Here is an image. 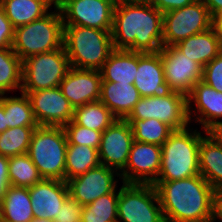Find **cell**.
<instances>
[{
    "mask_svg": "<svg viewBox=\"0 0 222 222\" xmlns=\"http://www.w3.org/2000/svg\"><path fill=\"white\" fill-rule=\"evenodd\" d=\"M161 157V146L134 140L127 164L120 173L122 183L153 184L161 169Z\"/></svg>",
    "mask_w": 222,
    "mask_h": 222,
    "instance_id": "13",
    "label": "cell"
},
{
    "mask_svg": "<svg viewBox=\"0 0 222 222\" xmlns=\"http://www.w3.org/2000/svg\"><path fill=\"white\" fill-rule=\"evenodd\" d=\"M2 222H31L34 214L29 188L10 185L1 199Z\"/></svg>",
    "mask_w": 222,
    "mask_h": 222,
    "instance_id": "26",
    "label": "cell"
},
{
    "mask_svg": "<svg viewBox=\"0 0 222 222\" xmlns=\"http://www.w3.org/2000/svg\"><path fill=\"white\" fill-rule=\"evenodd\" d=\"M217 137L218 139L222 142V123L218 125V127H216V129L214 131H212Z\"/></svg>",
    "mask_w": 222,
    "mask_h": 222,
    "instance_id": "46",
    "label": "cell"
},
{
    "mask_svg": "<svg viewBox=\"0 0 222 222\" xmlns=\"http://www.w3.org/2000/svg\"><path fill=\"white\" fill-rule=\"evenodd\" d=\"M188 100V118L191 121V102L194 100L197 112L200 114L195 118L203 127L204 132H212L218 127L222 121V92H219L203 81L197 82L190 94L187 96ZM217 120V121H216Z\"/></svg>",
    "mask_w": 222,
    "mask_h": 222,
    "instance_id": "20",
    "label": "cell"
},
{
    "mask_svg": "<svg viewBox=\"0 0 222 222\" xmlns=\"http://www.w3.org/2000/svg\"><path fill=\"white\" fill-rule=\"evenodd\" d=\"M64 46L22 60V92L55 88L70 69Z\"/></svg>",
    "mask_w": 222,
    "mask_h": 222,
    "instance_id": "7",
    "label": "cell"
},
{
    "mask_svg": "<svg viewBox=\"0 0 222 222\" xmlns=\"http://www.w3.org/2000/svg\"><path fill=\"white\" fill-rule=\"evenodd\" d=\"M29 195L34 219L54 220L69 197L66 181L42 179L29 187Z\"/></svg>",
    "mask_w": 222,
    "mask_h": 222,
    "instance_id": "18",
    "label": "cell"
},
{
    "mask_svg": "<svg viewBox=\"0 0 222 222\" xmlns=\"http://www.w3.org/2000/svg\"><path fill=\"white\" fill-rule=\"evenodd\" d=\"M133 142L130 123L126 119H116L102 132L98 150L100 164L121 172L127 164Z\"/></svg>",
    "mask_w": 222,
    "mask_h": 222,
    "instance_id": "16",
    "label": "cell"
},
{
    "mask_svg": "<svg viewBox=\"0 0 222 222\" xmlns=\"http://www.w3.org/2000/svg\"><path fill=\"white\" fill-rule=\"evenodd\" d=\"M68 1L71 0H53V5L60 10Z\"/></svg>",
    "mask_w": 222,
    "mask_h": 222,
    "instance_id": "45",
    "label": "cell"
},
{
    "mask_svg": "<svg viewBox=\"0 0 222 222\" xmlns=\"http://www.w3.org/2000/svg\"><path fill=\"white\" fill-rule=\"evenodd\" d=\"M186 127L174 130L161 145V169L156 181H172L200 174L199 146L203 136Z\"/></svg>",
    "mask_w": 222,
    "mask_h": 222,
    "instance_id": "4",
    "label": "cell"
},
{
    "mask_svg": "<svg viewBox=\"0 0 222 222\" xmlns=\"http://www.w3.org/2000/svg\"><path fill=\"white\" fill-rule=\"evenodd\" d=\"M157 119L173 130L188 127V100L187 96L173 91L165 97H141L126 119Z\"/></svg>",
    "mask_w": 222,
    "mask_h": 222,
    "instance_id": "10",
    "label": "cell"
},
{
    "mask_svg": "<svg viewBox=\"0 0 222 222\" xmlns=\"http://www.w3.org/2000/svg\"><path fill=\"white\" fill-rule=\"evenodd\" d=\"M3 96V97H2ZM8 129L6 124V112H4V94L0 97V133Z\"/></svg>",
    "mask_w": 222,
    "mask_h": 222,
    "instance_id": "44",
    "label": "cell"
},
{
    "mask_svg": "<svg viewBox=\"0 0 222 222\" xmlns=\"http://www.w3.org/2000/svg\"><path fill=\"white\" fill-rule=\"evenodd\" d=\"M9 157L0 155V200L11 185L8 174Z\"/></svg>",
    "mask_w": 222,
    "mask_h": 222,
    "instance_id": "40",
    "label": "cell"
},
{
    "mask_svg": "<svg viewBox=\"0 0 222 222\" xmlns=\"http://www.w3.org/2000/svg\"><path fill=\"white\" fill-rule=\"evenodd\" d=\"M210 15L222 13V0H202Z\"/></svg>",
    "mask_w": 222,
    "mask_h": 222,
    "instance_id": "41",
    "label": "cell"
},
{
    "mask_svg": "<svg viewBox=\"0 0 222 222\" xmlns=\"http://www.w3.org/2000/svg\"><path fill=\"white\" fill-rule=\"evenodd\" d=\"M222 220V192H216L214 197V220Z\"/></svg>",
    "mask_w": 222,
    "mask_h": 222,
    "instance_id": "43",
    "label": "cell"
},
{
    "mask_svg": "<svg viewBox=\"0 0 222 222\" xmlns=\"http://www.w3.org/2000/svg\"><path fill=\"white\" fill-rule=\"evenodd\" d=\"M119 191L116 189L83 206L81 222H117Z\"/></svg>",
    "mask_w": 222,
    "mask_h": 222,
    "instance_id": "33",
    "label": "cell"
},
{
    "mask_svg": "<svg viewBox=\"0 0 222 222\" xmlns=\"http://www.w3.org/2000/svg\"><path fill=\"white\" fill-rule=\"evenodd\" d=\"M22 60L12 48H0V93L22 87Z\"/></svg>",
    "mask_w": 222,
    "mask_h": 222,
    "instance_id": "29",
    "label": "cell"
},
{
    "mask_svg": "<svg viewBox=\"0 0 222 222\" xmlns=\"http://www.w3.org/2000/svg\"><path fill=\"white\" fill-rule=\"evenodd\" d=\"M117 0H71L61 9L64 25L111 30Z\"/></svg>",
    "mask_w": 222,
    "mask_h": 222,
    "instance_id": "11",
    "label": "cell"
},
{
    "mask_svg": "<svg viewBox=\"0 0 222 222\" xmlns=\"http://www.w3.org/2000/svg\"><path fill=\"white\" fill-rule=\"evenodd\" d=\"M131 126L134 140L161 146L174 131L157 119H126Z\"/></svg>",
    "mask_w": 222,
    "mask_h": 222,
    "instance_id": "31",
    "label": "cell"
},
{
    "mask_svg": "<svg viewBox=\"0 0 222 222\" xmlns=\"http://www.w3.org/2000/svg\"><path fill=\"white\" fill-rule=\"evenodd\" d=\"M101 83L100 71L70 67L59 87L70 104L76 108L99 101Z\"/></svg>",
    "mask_w": 222,
    "mask_h": 222,
    "instance_id": "17",
    "label": "cell"
},
{
    "mask_svg": "<svg viewBox=\"0 0 222 222\" xmlns=\"http://www.w3.org/2000/svg\"><path fill=\"white\" fill-rule=\"evenodd\" d=\"M117 118L99 100L74 108L73 121L83 127L103 132Z\"/></svg>",
    "mask_w": 222,
    "mask_h": 222,
    "instance_id": "28",
    "label": "cell"
},
{
    "mask_svg": "<svg viewBox=\"0 0 222 222\" xmlns=\"http://www.w3.org/2000/svg\"><path fill=\"white\" fill-rule=\"evenodd\" d=\"M162 36L163 13L149 1L117 0L111 29L115 50L158 52Z\"/></svg>",
    "mask_w": 222,
    "mask_h": 222,
    "instance_id": "1",
    "label": "cell"
},
{
    "mask_svg": "<svg viewBox=\"0 0 222 222\" xmlns=\"http://www.w3.org/2000/svg\"><path fill=\"white\" fill-rule=\"evenodd\" d=\"M63 46L71 67L100 71L114 50L111 30L64 25Z\"/></svg>",
    "mask_w": 222,
    "mask_h": 222,
    "instance_id": "3",
    "label": "cell"
},
{
    "mask_svg": "<svg viewBox=\"0 0 222 222\" xmlns=\"http://www.w3.org/2000/svg\"><path fill=\"white\" fill-rule=\"evenodd\" d=\"M53 0H1V7L14 28L29 24L48 14Z\"/></svg>",
    "mask_w": 222,
    "mask_h": 222,
    "instance_id": "25",
    "label": "cell"
},
{
    "mask_svg": "<svg viewBox=\"0 0 222 222\" xmlns=\"http://www.w3.org/2000/svg\"><path fill=\"white\" fill-rule=\"evenodd\" d=\"M211 17V27L222 41V13L214 14Z\"/></svg>",
    "mask_w": 222,
    "mask_h": 222,
    "instance_id": "42",
    "label": "cell"
},
{
    "mask_svg": "<svg viewBox=\"0 0 222 222\" xmlns=\"http://www.w3.org/2000/svg\"><path fill=\"white\" fill-rule=\"evenodd\" d=\"M9 182L16 187H32L43 178L28 153L9 157Z\"/></svg>",
    "mask_w": 222,
    "mask_h": 222,
    "instance_id": "32",
    "label": "cell"
},
{
    "mask_svg": "<svg viewBox=\"0 0 222 222\" xmlns=\"http://www.w3.org/2000/svg\"><path fill=\"white\" fill-rule=\"evenodd\" d=\"M196 0H150L149 2L162 13L180 9Z\"/></svg>",
    "mask_w": 222,
    "mask_h": 222,
    "instance_id": "39",
    "label": "cell"
},
{
    "mask_svg": "<svg viewBox=\"0 0 222 222\" xmlns=\"http://www.w3.org/2000/svg\"><path fill=\"white\" fill-rule=\"evenodd\" d=\"M159 52L165 81L173 91L188 96L193 86L202 80L203 66L185 56L174 45L162 46Z\"/></svg>",
    "mask_w": 222,
    "mask_h": 222,
    "instance_id": "12",
    "label": "cell"
},
{
    "mask_svg": "<svg viewBox=\"0 0 222 222\" xmlns=\"http://www.w3.org/2000/svg\"><path fill=\"white\" fill-rule=\"evenodd\" d=\"M138 68V52L113 50L100 70L102 81L134 84Z\"/></svg>",
    "mask_w": 222,
    "mask_h": 222,
    "instance_id": "24",
    "label": "cell"
},
{
    "mask_svg": "<svg viewBox=\"0 0 222 222\" xmlns=\"http://www.w3.org/2000/svg\"><path fill=\"white\" fill-rule=\"evenodd\" d=\"M31 222H54V221L49 219H33Z\"/></svg>",
    "mask_w": 222,
    "mask_h": 222,
    "instance_id": "47",
    "label": "cell"
},
{
    "mask_svg": "<svg viewBox=\"0 0 222 222\" xmlns=\"http://www.w3.org/2000/svg\"><path fill=\"white\" fill-rule=\"evenodd\" d=\"M121 220L122 222H166L153 184L123 183L119 189L117 207V222Z\"/></svg>",
    "mask_w": 222,
    "mask_h": 222,
    "instance_id": "8",
    "label": "cell"
},
{
    "mask_svg": "<svg viewBox=\"0 0 222 222\" xmlns=\"http://www.w3.org/2000/svg\"><path fill=\"white\" fill-rule=\"evenodd\" d=\"M15 28L0 6V48H12Z\"/></svg>",
    "mask_w": 222,
    "mask_h": 222,
    "instance_id": "38",
    "label": "cell"
},
{
    "mask_svg": "<svg viewBox=\"0 0 222 222\" xmlns=\"http://www.w3.org/2000/svg\"><path fill=\"white\" fill-rule=\"evenodd\" d=\"M64 23L57 8L40 19L15 28L12 50L21 60L63 47Z\"/></svg>",
    "mask_w": 222,
    "mask_h": 222,
    "instance_id": "5",
    "label": "cell"
},
{
    "mask_svg": "<svg viewBox=\"0 0 222 222\" xmlns=\"http://www.w3.org/2000/svg\"><path fill=\"white\" fill-rule=\"evenodd\" d=\"M4 112L8 128L18 126H39L26 93L21 91V97L4 96Z\"/></svg>",
    "mask_w": 222,
    "mask_h": 222,
    "instance_id": "30",
    "label": "cell"
},
{
    "mask_svg": "<svg viewBox=\"0 0 222 222\" xmlns=\"http://www.w3.org/2000/svg\"><path fill=\"white\" fill-rule=\"evenodd\" d=\"M174 46L203 67L222 52V41L212 27L192 35Z\"/></svg>",
    "mask_w": 222,
    "mask_h": 222,
    "instance_id": "23",
    "label": "cell"
},
{
    "mask_svg": "<svg viewBox=\"0 0 222 222\" xmlns=\"http://www.w3.org/2000/svg\"><path fill=\"white\" fill-rule=\"evenodd\" d=\"M123 1H150V0H123Z\"/></svg>",
    "mask_w": 222,
    "mask_h": 222,
    "instance_id": "49",
    "label": "cell"
},
{
    "mask_svg": "<svg viewBox=\"0 0 222 222\" xmlns=\"http://www.w3.org/2000/svg\"><path fill=\"white\" fill-rule=\"evenodd\" d=\"M115 174L120 176V173L115 169L100 164L67 181L69 196L82 206L89 205L99 197L116 189Z\"/></svg>",
    "mask_w": 222,
    "mask_h": 222,
    "instance_id": "15",
    "label": "cell"
},
{
    "mask_svg": "<svg viewBox=\"0 0 222 222\" xmlns=\"http://www.w3.org/2000/svg\"><path fill=\"white\" fill-rule=\"evenodd\" d=\"M67 138L62 126H38L28 155L43 179L65 181Z\"/></svg>",
    "mask_w": 222,
    "mask_h": 222,
    "instance_id": "6",
    "label": "cell"
},
{
    "mask_svg": "<svg viewBox=\"0 0 222 222\" xmlns=\"http://www.w3.org/2000/svg\"><path fill=\"white\" fill-rule=\"evenodd\" d=\"M38 126H18L0 133V155L12 157L28 153L32 133Z\"/></svg>",
    "mask_w": 222,
    "mask_h": 222,
    "instance_id": "34",
    "label": "cell"
},
{
    "mask_svg": "<svg viewBox=\"0 0 222 222\" xmlns=\"http://www.w3.org/2000/svg\"><path fill=\"white\" fill-rule=\"evenodd\" d=\"M83 206L73 200L70 196L64 201L54 222H81Z\"/></svg>",
    "mask_w": 222,
    "mask_h": 222,
    "instance_id": "37",
    "label": "cell"
},
{
    "mask_svg": "<svg viewBox=\"0 0 222 222\" xmlns=\"http://www.w3.org/2000/svg\"><path fill=\"white\" fill-rule=\"evenodd\" d=\"M212 17L202 0L180 9L163 13L164 47L175 45L186 38L211 28Z\"/></svg>",
    "mask_w": 222,
    "mask_h": 222,
    "instance_id": "9",
    "label": "cell"
},
{
    "mask_svg": "<svg viewBox=\"0 0 222 222\" xmlns=\"http://www.w3.org/2000/svg\"><path fill=\"white\" fill-rule=\"evenodd\" d=\"M39 126H64L73 120L74 107L60 87L24 92Z\"/></svg>",
    "mask_w": 222,
    "mask_h": 222,
    "instance_id": "14",
    "label": "cell"
},
{
    "mask_svg": "<svg viewBox=\"0 0 222 222\" xmlns=\"http://www.w3.org/2000/svg\"><path fill=\"white\" fill-rule=\"evenodd\" d=\"M65 159L66 182L100 165L98 150L85 145L68 144Z\"/></svg>",
    "mask_w": 222,
    "mask_h": 222,
    "instance_id": "27",
    "label": "cell"
},
{
    "mask_svg": "<svg viewBox=\"0 0 222 222\" xmlns=\"http://www.w3.org/2000/svg\"><path fill=\"white\" fill-rule=\"evenodd\" d=\"M134 86L141 97H165L173 90L165 81L160 52H138V68Z\"/></svg>",
    "mask_w": 222,
    "mask_h": 222,
    "instance_id": "19",
    "label": "cell"
},
{
    "mask_svg": "<svg viewBox=\"0 0 222 222\" xmlns=\"http://www.w3.org/2000/svg\"><path fill=\"white\" fill-rule=\"evenodd\" d=\"M199 171L216 192H222V142L213 132L201 139Z\"/></svg>",
    "mask_w": 222,
    "mask_h": 222,
    "instance_id": "21",
    "label": "cell"
},
{
    "mask_svg": "<svg viewBox=\"0 0 222 222\" xmlns=\"http://www.w3.org/2000/svg\"><path fill=\"white\" fill-rule=\"evenodd\" d=\"M201 81L222 92V52L203 67Z\"/></svg>",
    "mask_w": 222,
    "mask_h": 222,
    "instance_id": "36",
    "label": "cell"
},
{
    "mask_svg": "<svg viewBox=\"0 0 222 222\" xmlns=\"http://www.w3.org/2000/svg\"><path fill=\"white\" fill-rule=\"evenodd\" d=\"M166 222H209L214 220L216 191L199 175L172 181H155Z\"/></svg>",
    "mask_w": 222,
    "mask_h": 222,
    "instance_id": "2",
    "label": "cell"
},
{
    "mask_svg": "<svg viewBox=\"0 0 222 222\" xmlns=\"http://www.w3.org/2000/svg\"><path fill=\"white\" fill-rule=\"evenodd\" d=\"M67 143L85 145L99 150L102 132L76 124L73 120L63 126Z\"/></svg>",
    "mask_w": 222,
    "mask_h": 222,
    "instance_id": "35",
    "label": "cell"
},
{
    "mask_svg": "<svg viewBox=\"0 0 222 222\" xmlns=\"http://www.w3.org/2000/svg\"><path fill=\"white\" fill-rule=\"evenodd\" d=\"M141 96L134 84L102 81L100 101L117 119H126Z\"/></svg>",
    "mask_w": 222,
    "mask_h": 222,
    "instance_id": "22",
    "label": "cell"
},
{
    "mask_svg": "<svg viewBox=\"0 0 222 222\" xmlns=\"http://www.w3.org/2000/svg\"><path fill=\"white\" fill-rule=\"evenodd\" d=\"M0 222H2V213H1V200H0Z\"/></svg>",
    "mask_w": 222,
    "mask_h": 222,
    "instance_id": "48",
    "label": "cell"
}]
</instances>
